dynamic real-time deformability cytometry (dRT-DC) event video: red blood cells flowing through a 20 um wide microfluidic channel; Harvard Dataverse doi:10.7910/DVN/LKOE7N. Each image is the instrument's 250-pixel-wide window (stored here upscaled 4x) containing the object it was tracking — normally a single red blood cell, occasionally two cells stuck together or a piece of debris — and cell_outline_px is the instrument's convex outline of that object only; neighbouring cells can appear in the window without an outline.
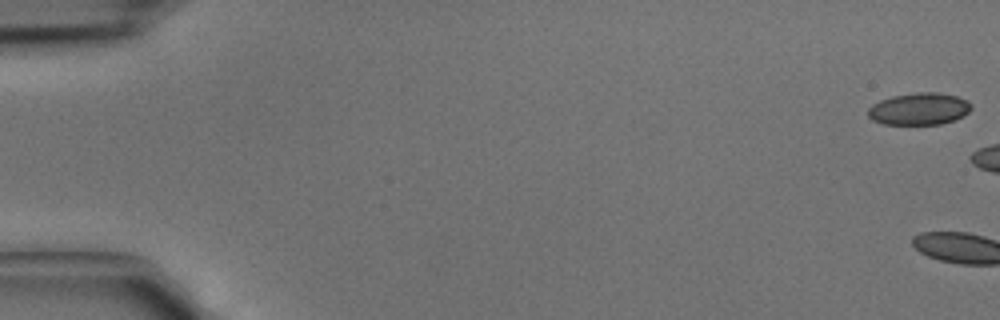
{"species": "common noctule bat (a hibernating species)", "species_latin": "Nyctalus noctula", "temperature_condition": "cold", "stored_images_in_passage": 3, "camera_frame_rate_fps": 3000, "um_per_image_px": 0.085, "animal": {"sex": "male", "body_mass_g": 15.6}, "frame": {"image": 1, "passage_image": 1, "time_ms": 0.0, "image_size_px": [1000, 320], "cell_outline_px": [[972, 108], [964, 116], [940, 124], [884, 124], [872, 120], [868, 116], [868, 108], [872, 104], [880, 100], [892, 96], [916, 92], [940, 92], [956, 96], [968, 100], [972, 104]], "centroid_in_image_um": [78.13, 9.24], "position_along_channel_um": 6.9, "area_um2": 19.42}}